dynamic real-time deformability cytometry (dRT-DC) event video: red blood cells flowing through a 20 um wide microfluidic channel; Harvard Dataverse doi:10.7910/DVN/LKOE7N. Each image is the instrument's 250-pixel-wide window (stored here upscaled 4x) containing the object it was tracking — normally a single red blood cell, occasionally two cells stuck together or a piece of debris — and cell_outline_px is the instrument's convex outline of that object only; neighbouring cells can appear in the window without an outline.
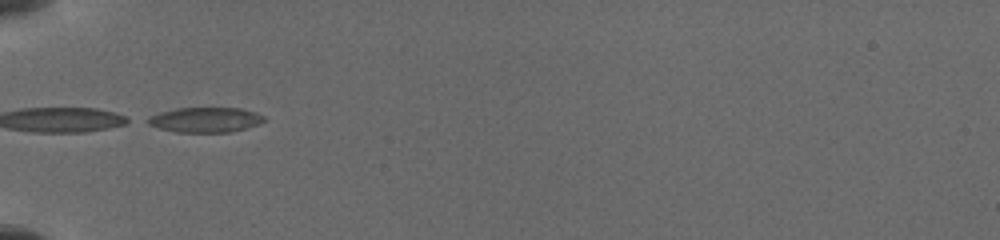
{"species": "common noctule bat (a hibernating species)", "species_latin": "Nyctalus noctula", "temperature_condition": "cold", "stored_images_in_passage": 31, "camera_frame_rate_fps": 3000, "um_per_image_px": 0.085, "animal": {"sex": "female", "body_mass_g": 19.5, "forearm_length_mm": 54.1}, "frame": {"image": 1, "passage_image": 1, "time_ms": 0.0, "image_size_px": [1000, 240], "cell_outline_px": [[264, 120], [256, 124], [244, 128], [228, 132], [176, 132], [160, 128], [148, 124], [140, 120], [148, 116], [160, 112], [176, 108], [240, 108], [256, 112], [264, 116]], "centroid_in_image_um": [17.35, 10.17], "position_along_channel_um": 67.6, "area_um2": 16.94}}
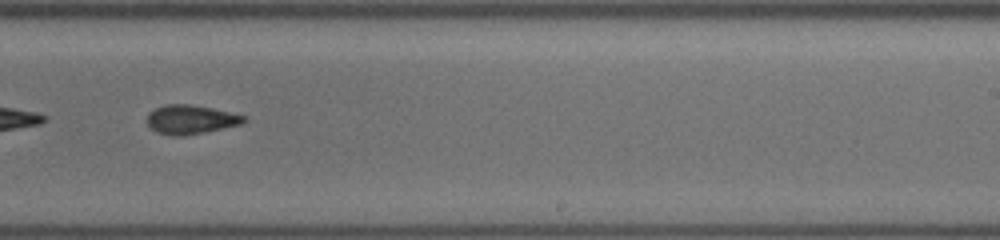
{"frame": {"image": 2, "passage_image": 15, "time_ms": 5.333, "image_size_px": [1000, 240], "cell_outline_px": [[248, 120], [240, 124], [180, 136], [176, 136], [156, 132], [148, 124], [148, 112], [164, 104], [192, 104], [212, 108], [248, 116]], "centroid_in_image_um": [16.21, 10.13], "position_along_channel_um": 272.8, "area_um2": 16.13}}
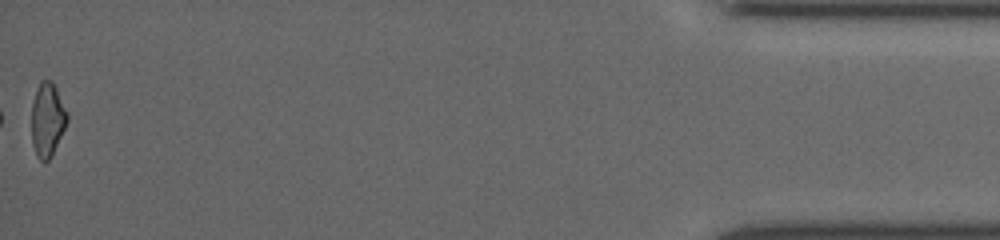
{"frame": {"image": 3, "passage_image": 31, "time_ms": 11.333, "image_size_px": [1000, 240], "cell_outline_px": [[68, 120], [52, 156], [44, 164], [36, 156], [32, 144], [32, 104], [40, 80], [52, 80], [68, 112]], "centroid_in_image_um": [4.04, 10.2], "position_along_channel_um": 431.2, "area_um2": 15.43}}